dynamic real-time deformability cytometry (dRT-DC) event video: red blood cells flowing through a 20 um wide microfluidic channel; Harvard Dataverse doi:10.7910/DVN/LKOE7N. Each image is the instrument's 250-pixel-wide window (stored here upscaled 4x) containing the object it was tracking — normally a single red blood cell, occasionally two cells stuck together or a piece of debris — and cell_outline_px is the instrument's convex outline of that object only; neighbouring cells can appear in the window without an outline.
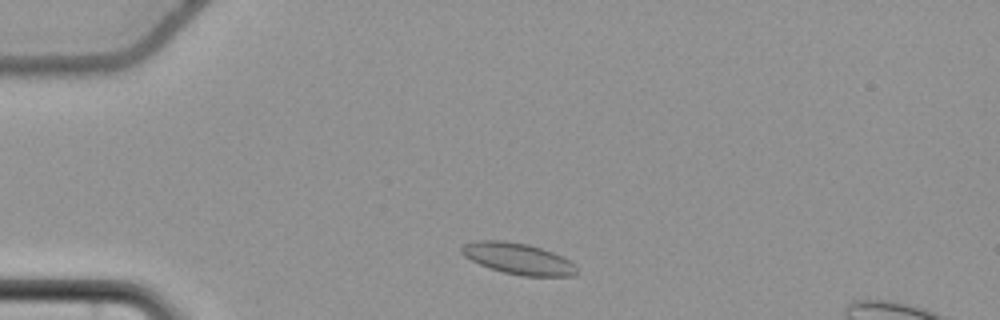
{"species": "common noctule bat (a hibernating species)", "species_latin": "Nyctalus noctula", "temperature_condition": "cold", "stored_images_in_passage": 47, "camera_frame_rate_fps": 3000, "um_per_image_px": 0.085, "animal": {"sex": "female", "body_mass_g": 22.7, "forearm_length_mm": 54.2}, "frame": {"image": 1, "passage_image": 4, "time_ms": 1.0, "image_size_px": [1000, 320], "cell_outline_px": [[580, 272], [572, 276], [524, 276], [504, 272], [480, 264], [464, 256], [460, 252], [460, 248], [464, 244], [480, 240], [504, 240], [528, 244], [552, 252], [576, 264]], "centroid_in_image_um": [44.07, 21.98], "position_along_channel_um": 40.9, "area_um2": 20.87}}
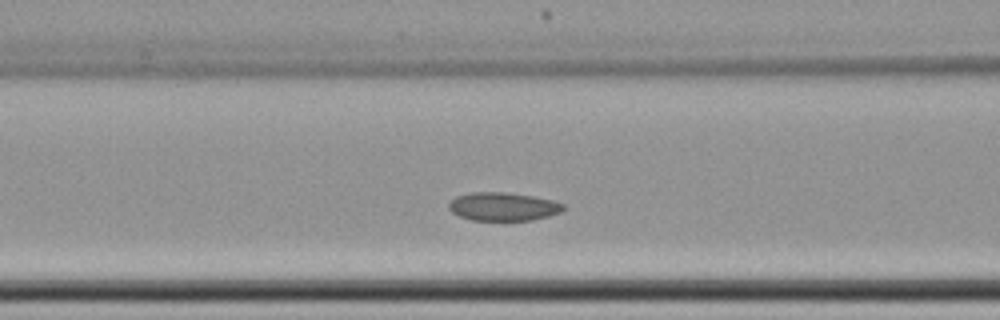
{"frame": {"image": 2, "passage_image": 14, "time_ms": 4.333, "image_size_px": [1000, 320], "cell_outline_px": [[564, 208], [560, 212], [548, 216], [532, 220], [472, 220], [460, 216], [452, 212], [448, 208], [448, 204], [456, 196], [468, 192], [508, 192], [532, 196], [552, 200], [564, 204]], "centroid_in_image_um": [42.74, 17.55], "position_along_channel_um": 123.9, "area_um2": 18.9}}
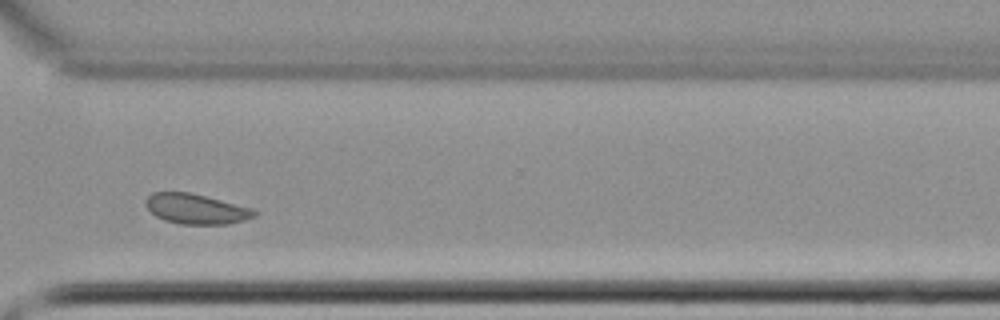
{"frame": {"image": 3, "passage_image": 33, "time_ms": 10.667, "image_size_px": [1000, 320], "cell_outline_px": [[256, 216], [244, 220], [228, 224], [180, 224], [164, 220], [156, 216], [144, 204], [144, 200], [152, 192], [188, 192], [252, 208], [256, 212]], "centroid_in_image_um": [16.63, 17.76], "position_along_channel_um": 354.0, "area_um2": 18.9}, "authors_computed_cell_mechanics": {"area_um2": 19.5364, "velocity_mm_per_s": 3.622, "shape_relaxation_time_tau1_ms": 4.8663, "shape_relaxation_time_tau2_ms": 2.6366, "deformation_change_tau1": 0.0459, "deformation_change_tau2": 0.0582}}